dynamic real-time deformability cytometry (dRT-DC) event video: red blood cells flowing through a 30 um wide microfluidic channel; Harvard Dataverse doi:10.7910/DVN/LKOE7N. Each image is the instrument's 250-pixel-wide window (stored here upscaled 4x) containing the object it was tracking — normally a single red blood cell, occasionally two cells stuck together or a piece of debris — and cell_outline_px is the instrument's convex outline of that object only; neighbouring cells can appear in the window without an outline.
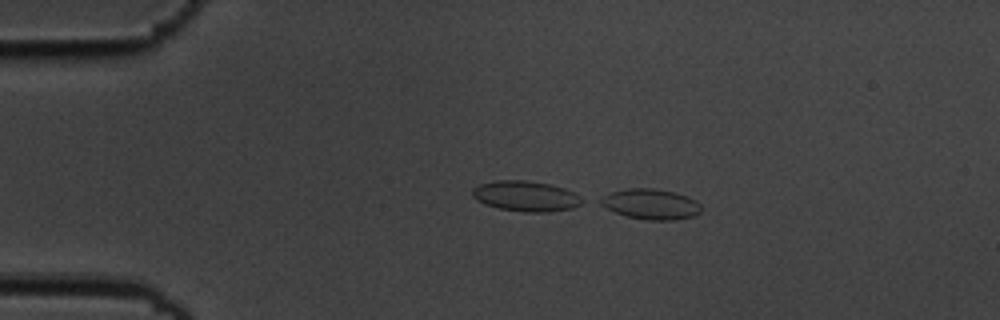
{"species": "common noctule bat (a hibernating species)", "species_latin": "Nyctalus noctula", "temperature_condition": "cold", "stored_images_in_passage": 6, "camera_frame_rate_fps": 3000, "um_per_image_px": 0.085, "animal": {"sex": "male", "body_mass_g": 19.5, "forearm_length_mm": 54.6}, "frame": {"image": 1, "passage_image": 3, "time_ms": 0.667, "image_size_px": [1000, 320], "cell_outline_px": [[700, 212], [692, 216], [676, 220], [648, 220], [628, 216], [616, 212], [600, 204], [596, 200], [612, 192], [628, 188], [656, 188], [688, 196], [696, 200], [700, 204]], "centroid_in_image_um": [55.32, 17.34], "position_along_channel_um": 29.7, "area_um2": 17.69}}
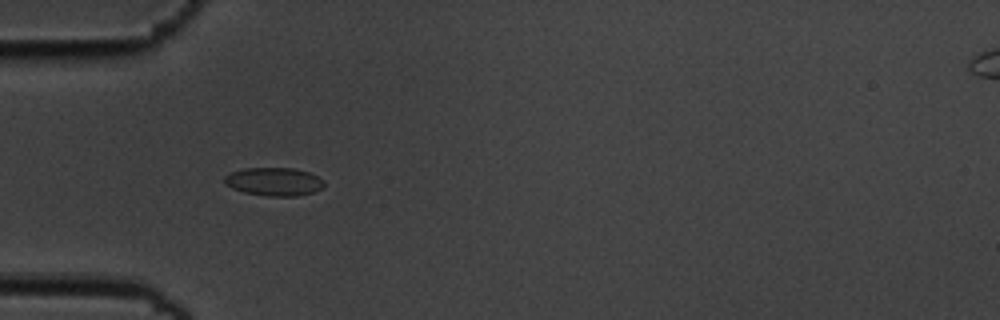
{"frame": {"image": 2, "passage_image": 5, "time_ms": 1.333, "image_size_px": [1000, 320], "cell_outline_px": [[324, 184], [320, 188], [312, 192], [296, 196], [268, 196], [244, 192], [232, 188], [224, 184], [224, 176], [232, 172], [244, 168], [296, 168], [308, 172], [324, 180]], "centroid_in_image_um": [23.26, 15.43], "position_along_channel_um": 61.7, "area_um2": 16.3}}
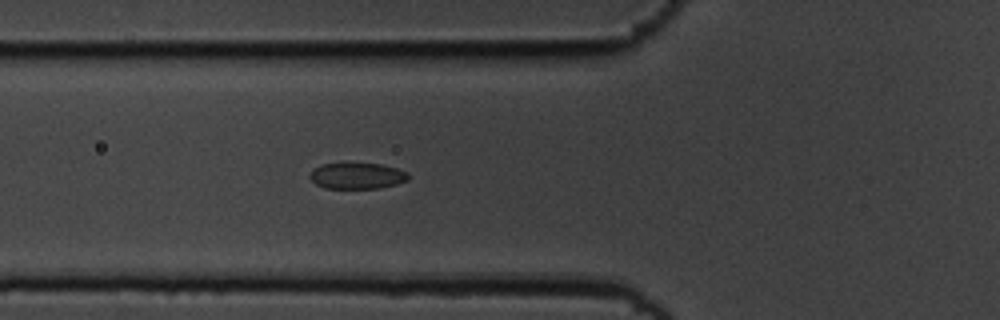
{"frame": {"image": 3, "passage_image": 6, "time_ms": 1.667, "image_size_px": [1000, 320], "cell_outline_px": [[408, 180], [396, 184], [380, 188], [324, 188], [316, 184], [308, 176], [312, 168], [320, 164], [380, 164], [396, 168], [408, 172]], "centroid_in_image_um": [30.32, 14.95], "position_along_channel_um": 95.5, "area_um2": 14.91}}